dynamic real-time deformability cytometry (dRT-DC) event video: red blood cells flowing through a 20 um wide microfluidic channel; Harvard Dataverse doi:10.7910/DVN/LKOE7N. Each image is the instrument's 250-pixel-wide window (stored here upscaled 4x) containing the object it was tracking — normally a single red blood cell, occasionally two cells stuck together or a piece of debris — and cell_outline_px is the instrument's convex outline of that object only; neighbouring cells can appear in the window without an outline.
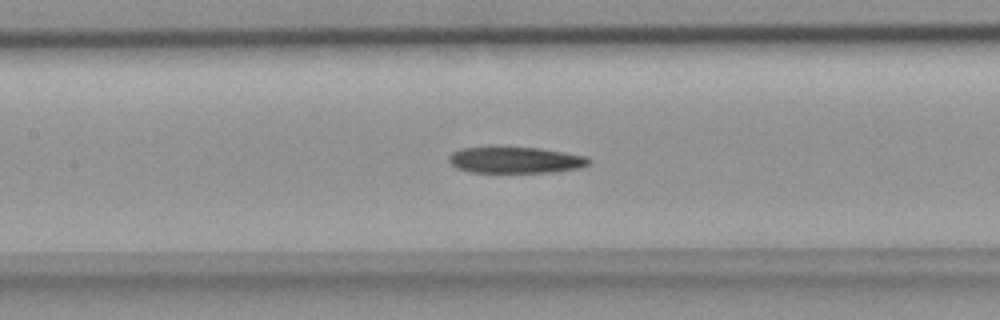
{"species": "common noctule bat (a hibernating species)", "species_latin": "Nyctalus noctula", "temperature_condition": "room temperature", "stored_images_in_passage": 46, "camera_frame_rate_fps": 3000, "um_per_image_px": 0.085, "animal": {"sex": "female", "body_mass_g": 18.4}, "frame": {"image": 1, "passage_image": 19, "time_ms": 6.0, "image_size_px": [1000, 320], "cell_outline_px": [[592, 164], [580, 168], [552, 172], [468, 172], [456, 168], [448, 160], [448, 156], [452, 152], [460, 148], [540, 148], [588, 156], [592, 160]], "centroid_in_image_um": [43.86, 13.61], "position_along_channel_um": 163.5, "area_um2": 21.44}}
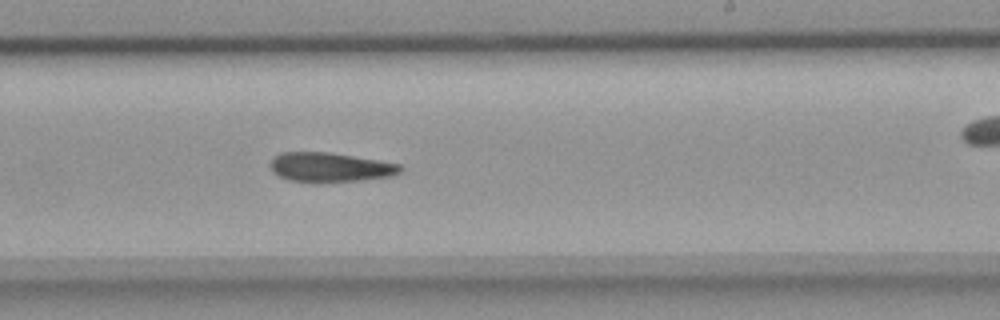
{"frame": {"image": 2, "passage_image": 26, "time_ms": 8.333, "image_size_px": [1000, 320], "cell_outline_px": [[404, 168], [400, 172], [392, 176], [360, 180], [312, 184], [288, 180], [272, 172], [268, 164], [272, 156], [280, 152], [328, 152], [400, 164]], "centroid_in_image_um": [27.97, 14.24], "position_along_channel_um": 261.0, "area_um2": 22.77}}
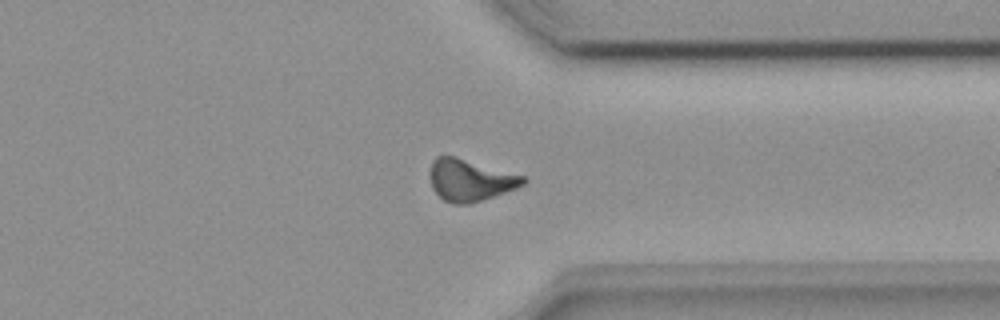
{"frame": {"image": 3, "passage_image": 34, "time_ms": 11.0, "image_size_px": [1000, 320], "cell_outline_px": [[528, 180], [524, 184], [516, 188], [468, 204], [452, 204], [444, 200], [432, 188], [428, 172], [432, 160], [436, 156], [456, 156], [528, 176]], "centroid_in_image_um": [39.96, 15.28], "position_along_channel_um": 371.4, "area_um2": 23.0}}